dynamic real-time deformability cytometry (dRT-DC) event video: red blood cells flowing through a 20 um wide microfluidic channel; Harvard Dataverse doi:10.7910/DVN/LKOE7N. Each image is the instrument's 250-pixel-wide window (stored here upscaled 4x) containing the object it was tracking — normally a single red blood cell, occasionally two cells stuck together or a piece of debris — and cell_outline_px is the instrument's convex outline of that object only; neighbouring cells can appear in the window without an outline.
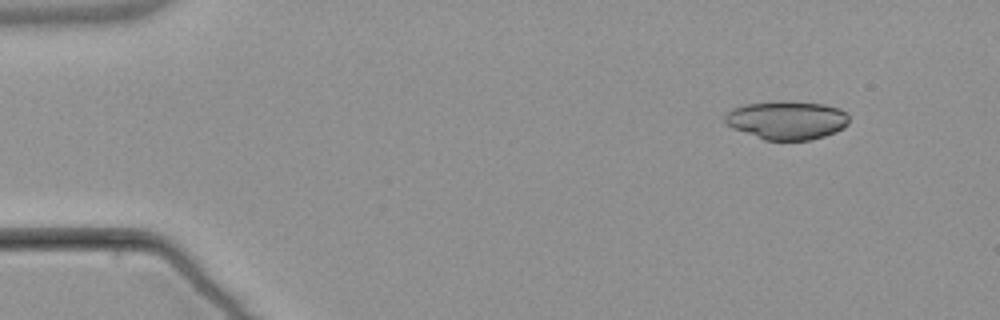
{"species": "common noctule bat (a hibernating species)", "species_latin": "Nyctalus noctula", "temperature_condition": "warm", "stored_images_in_passage": 6, "camera_frame_rate_fps": 3000, "um_per_image_px": 0.085, "animal": {"sex": "male", "body_mass_g": 21.5, "forearm_length_mm": 52.0}, "frame": {"image": 1, "passage_image": 1, "time_ms": 0.0, "image_size_px": [1000, 320], "cell_outline_px": [[848, 124], [844, 128], [836, 132], [824, 136], [808, 140], [764, 140], [732, 128], [724, 120], [724, 116], [732, 108], [744, 104], [780, 100], [824, 104], [840, 108], [848, 116]], "centroid_in_image_um": [66.87, 10.2], "position_along_channel_um": 18.1, "area_um2": 28.03}}
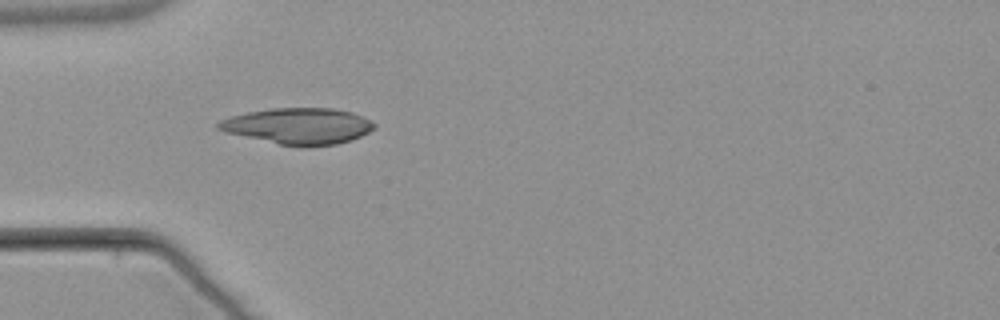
{"frame": {"image": 2, "passage_image": 4, "time_ms": 3.667, "image_size_px": [1000, 320], "cell_outline_px": [[376, 128], [352, 140], [336, 144], [304, 148], [300, 148], [280, 144], [224, 132], [216, 128], [216, 124], [220, 120], [232, 116], [248, 112], [272, 108], [332, 108], [352, 112], [376, 124]], "centroid_in_image_um": [25.35, 10.73], "position_along_channel_um": 59.6, "area_um2": 32.95}}
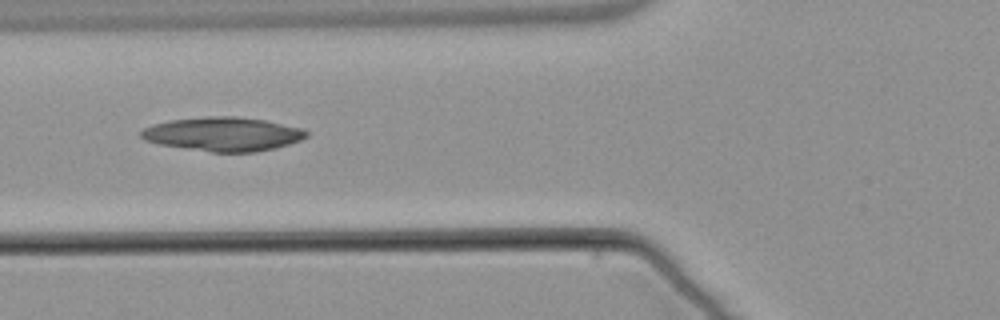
{"frame": {"image": 3, "passage_image": 5, "time_ms": 5.0, "image_size_px": [1000, 320], "cell_outline_px": [[308, 136], [300, 140], [288, 144], [256, 152], [212, 152], [184, 148], [160, 144], [144, 140], [140, 136], [140, 132], [144, 128], [152, 124], [168, 120], [208, 116], [236, 116], [264, 120], [300, 128], [308, 132]], "centroid_in_image_um": [18.92, 11.39], "position_along_channel_um": 106.9, "area_um2": 32.54}}